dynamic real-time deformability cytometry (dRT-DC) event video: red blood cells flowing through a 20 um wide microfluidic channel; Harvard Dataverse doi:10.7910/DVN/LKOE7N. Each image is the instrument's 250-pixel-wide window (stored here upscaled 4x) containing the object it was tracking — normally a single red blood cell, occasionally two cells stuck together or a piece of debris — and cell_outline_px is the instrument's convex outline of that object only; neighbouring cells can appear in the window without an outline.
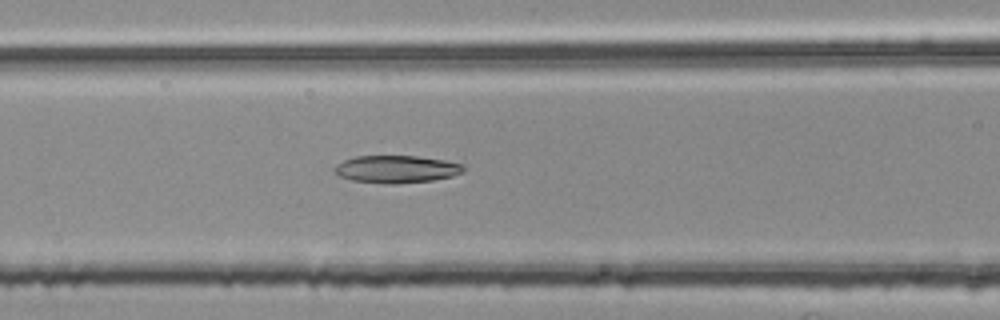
{"species": "common noctule bat (a hibernating species)", "species_latin": "Nyctalus noctula", "temperature_condition": "room temperature", "stored_images_in_passage": 43, "camera_frame_rate_fps": 3000, "um_per_image_px": 0.085, "animal": {"sex": "female", "body_mass_g": 25.1}, "frame": {"image": 1, "passage_image": 11, "time_ms": 3.333, "image_size_px": [1000, 320], "cell_outline_px": [[464, 172], [452, 176], [432, 180], [396, 184], [392, 184], [352, 180], [340, 176], [332, 168], [336, 164], [344, 160], [356, 156], [416, 156], [444, 160], [460, 164], [464, 168]], "centroid_in_image_um": [33.68, 14.37], "position_along_channel_um": 132.9, "area_um2": 20.46}}
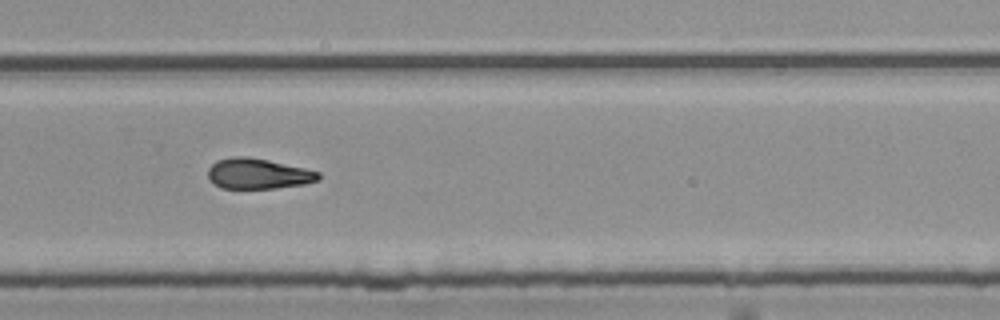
{"frame": {"image": 2, "passage_image": 25, "time_ms": 8.0, "image_size_px": [1000, 320], "cell_outline_px": [[320, 180], [304, 184], [276, 188], [220, 188], [208, 176], [208, 168], [216, 160], [232, 156], [244, 156], [268, 160], [304, 168], [320, 172]], "centroid_in_image_um": [21.94, 14.76], "position_along_channel_um": 307.9, "area_um2": 19.54}}
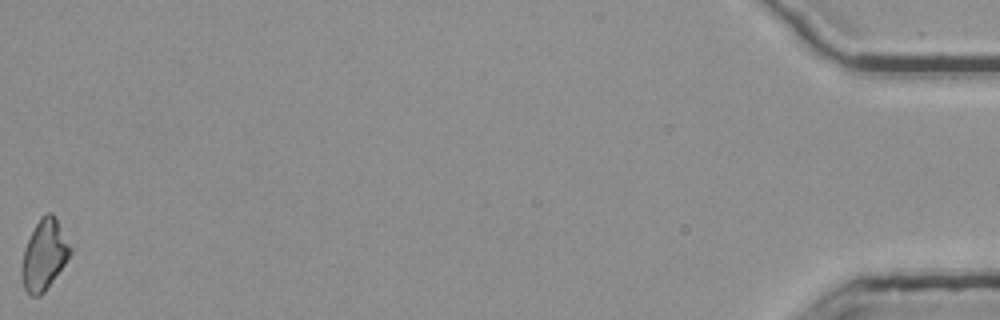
{"frame": {"image": 3, "passage_image": 43, "time_ms": 14.0, "image_size_px": [1000, 320], "cell_outline_px": [[72, 252], [64, 264], [44, 292], [40, 296], [32, 296], [24, 288], [20, 280], [20, 264], [24, 248], [40, 216], [44, 212], [52, 212], [56, 216], [72, 248]], "centroid_in_image_um": [3.73, 21.64], "position_along_channel_um": 431.5, "area_um2": 20.11}, "authors_computed_cell_mechanics": {"area_um2": 19.9988, "velocity_mm_per_s": 3.767, "shape_relaxation_time_tau1_ms": 9.4121, "shape_relaxation_time_tau2_ms": 2.545, "deformation_change_tau1": 0.196, "deformation_change_tau2": 0.0979}}